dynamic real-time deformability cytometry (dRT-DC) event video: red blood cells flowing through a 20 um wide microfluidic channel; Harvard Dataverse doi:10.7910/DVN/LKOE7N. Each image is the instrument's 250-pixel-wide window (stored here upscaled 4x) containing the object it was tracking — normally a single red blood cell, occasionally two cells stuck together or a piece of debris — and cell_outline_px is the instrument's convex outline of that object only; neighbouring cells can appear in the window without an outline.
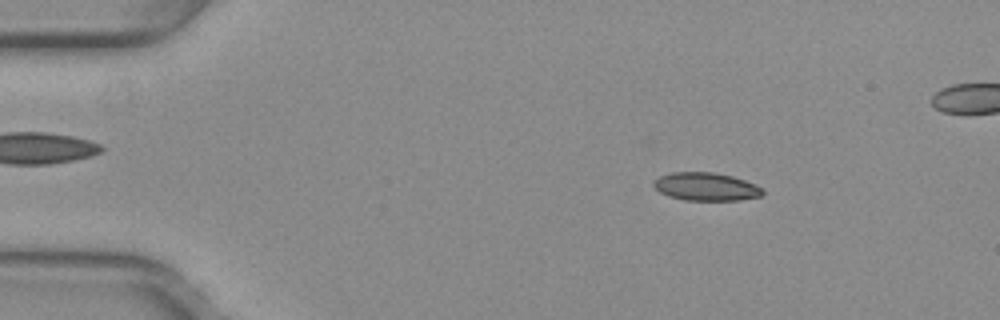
{"species": "common noctule bat (a hibernating species)", "species_latin": "Nyctalus noctula", "temperature_condition": "warm", "stored_images_in_passage": 50, "camera_frame_rate_fps": 3000, "um_per_image_px": 0.085, "animal": {"sex": "female", "body_mass_g": 29.2, "forearm_length_mm": 56.3}, "frame": {"image": 1, "passage_image": 8, "time_ms": 2.333, "image_size_px": [1000, 320], "cell_outline_px": [[764, 192], [760, 196], [740, 200], [684, 200], [668, 196], [660, 192], [652, 184], [660, 176], [672, 172], [712, 172], [732, 176], [744, 180], [764, 188]], "centroid_in_image_um": [60.02, 15.87], "position_along_channel_um": 25.0, "area_um2": 17.74}}
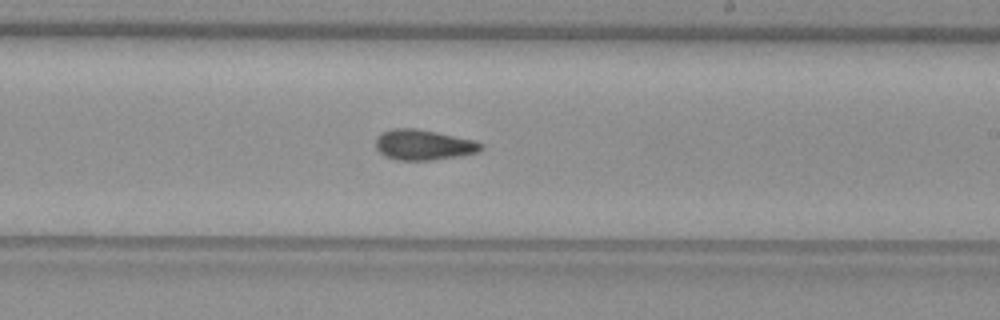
{"frame": {"image": 2, "passage_image": 31, "time_ms": 10.0, "image_size_px": [1000, 320], "cell_outline_px": [[484, 148], [476, 152], [460, 156], [432, 160], [396, 160], [384, 156], [376, 148], [376, 136], [392, 128], [416, 128], [476, 140], [484, 144]], "centroid_in_image_um": [36.01, 12.31], "position_along_channel_um": 253.0, "area_um2": 18.79}}
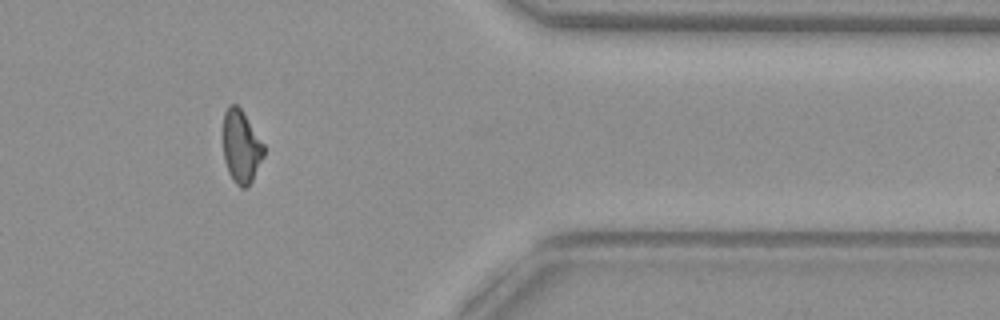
{"frame": {"image": 3, "passage_image": 43, "time_ms": 14.0, "image_size_px": [1000, 320], "cell_outline_px": [[264, 156], [252, 180], [244, 188], [240, 188], [232, 180], [228, 172], [224, 160], [224, 112], [228, 104], [236, 104], [240, 108], [264, 144]], "centroid_in_image_um": [20.49, 12.47], "position_along_channel_um": 390.9, "area_um2": 17.11}}